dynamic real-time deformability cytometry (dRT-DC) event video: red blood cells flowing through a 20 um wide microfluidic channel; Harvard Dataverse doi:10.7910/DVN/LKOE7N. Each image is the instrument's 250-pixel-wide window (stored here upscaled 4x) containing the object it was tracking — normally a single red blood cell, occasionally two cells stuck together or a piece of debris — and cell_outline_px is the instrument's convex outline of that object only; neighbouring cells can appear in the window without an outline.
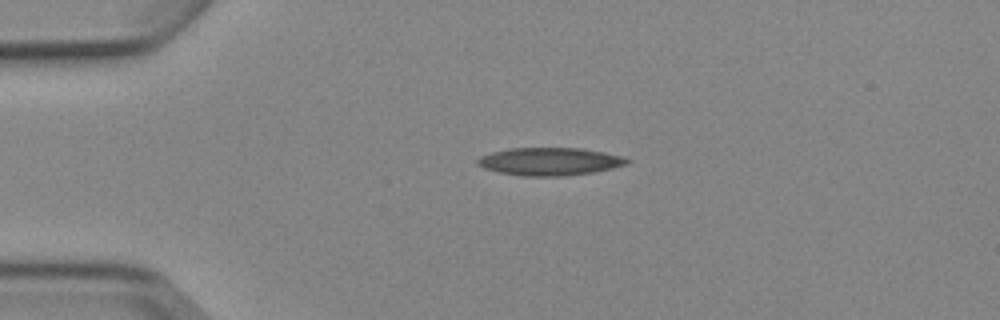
{"species": "Egyptian fruit bat (a non-hibernating species)", "species_latin": "Rousettus aegyptiacus", "temperature_condition": "cold", "stored_images_in_passage": 5, "camera_frame_rate_fps": 3000, "um_per_image_px": 0.085, "animal": {"sex": "female"}, "frame": {"image": 1, "passage_image": 4, "time_ms": 3.667, "image_size_px": [1000, 320], "cell_outline_px": [[632, 160], [628, 164], [596, 172], [564, 176], [524, 176], [500, 172], [484, 168], [476, 164], [476, 160], [480, 156], [492, 152], [512, 148], [580, 148], [604, 152], [620, 156]], "centroid_in_image_um": [46.74, 13.73], "position_along_channel_um": 38.3, "area_um2": 24.22}}